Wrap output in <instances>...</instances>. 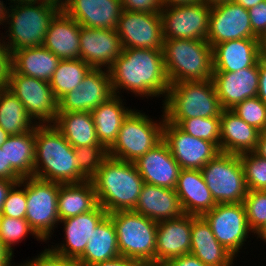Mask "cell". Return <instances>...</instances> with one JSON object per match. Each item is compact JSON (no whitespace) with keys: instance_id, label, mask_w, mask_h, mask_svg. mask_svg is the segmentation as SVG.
Masks as SVG:
<instances>
[{"instance_id":"be15d7a7","label":"cell","mask_w":266,"mask_h":266,"mask_svg":"<svg viewBox=\"0 0 266 266\" xmlns=\"http://www.w3.org/2000/svg\"><path fill=\"white\" fill-rule=\"evenodd\" d=\"M261 57L266 59V33L260 38Z\"/></svg>"},{"instance_id":"c3c4849f","label":"cell","mask_w":266,"mask_h":266,"mask_svg":"<svg viewBox=\"0 0 266 266\" xmlns=\"http://www.w3.org/2000/svg\"><path fill=\"white\" fill-rule=\"evenodd\" d=\"M251 28L261 38L266 33V0L248 9Z\"/></svg>"},{"instance_id":"6da1fadb","label":"cell","mask_w":266,"mask_h":266,"mask_svg":"<svg viewBox=\"0 0 266 266\" xmlns=\"http://www.w3.org/2000/svg\"><path fill=\"white\" fill-rule=\"evenodd\" d=\"M108 71L114 95L126 91L142 99L163 97V101L167 96L170 83L162 50L123 48Z\"/></svg>"},{"instance_id":"e7e4bbea","label":"cell","mask_w":266,"mask_h":266,"mask_svg":"<svg viewBox=\"0 0 266 266\" xmlns=\"http://www.w3.org/2000/svg\"><path fill=\"white\" fill-rule=\"evenodd\" d=\"M10 4L46 3L45 0H8Z\"/></svg>"},{"instance_id":"7bdbcfd3","label":"cell","mask_w":266,"mask_h":266,"mask_svg":"<svg viewBox=\"0 0 266 266\" xmlns=\"http://www.w3.org/2000/svg\"><path fill=\"white\" fill-rule=\"evenodd\" d=\"M257 130H266V104L258 97L247 98L230 109Z\"/></svg>"},{"instance_id":"9c48e42d","label":"cell","mask_w":266,"mask_h":266,"mask_svg":"<svg viewBox=\"0 0 266 266\" xmlns=\"http://www.w3.org/2000/svg\"><path fill=\"white\" fill-rule=\"evenodd\" d=\"M26 190L27 210L25 219L30 228L44 242L54 236L59 216L57 199L60 183L36 177H26L18 182Z\"/></svg>"},{"instance_id":"7402d4cb","label":"cell","mask_w":266,"mask_h":266,"mask_svg":"<svg viewBox=\"0 0 266 266\" xmlns=\"http://www.w3.org/2000/svg\"><path fill=\"white\" fill-rule=\"evenodd\" d=\"M191 248V215L158 222L156 232L155 264L189 254Z\"/></svg>"},{"instance_id":"003e7915","label":"cell","mask_w":266,"mask_h":266,"mask_svg":"<svg viewBox=\"0 0 266 266\" xmlns=\"http://www.w3.org/2000/svg\"><path fill=\"white\" fill-rule=\"evenodd\" d=\"M254 237H257V240L258 238L260 240L263 241V243L265 242L266 243V227H264L260 232H258Z\"/></svg>"},{"instance_id":"9a60e30c","label":"cell","mask_w":266,"mask_h":266,"mask_svg":"<svg viewBox=\"0 0 266 266\" xmlns=\"http://www.w3.org/2000/svg\"><path fill=\"white\" fill-rule=\"evenodd\" d=\"M163 140L181 169L201 170L220 153L214 143L195 138L166 119L163 124Z\"/></svg>"},{"instance_id":"03108f58","label":"cell","mask_w":266,"mask_h":266,"mask_svg":"<svg viewBox=\"0 0 266 266\" xmlns=\"http://www.w3.org/2000/svg\"><path fill=\"white\" fill-rule=\"evenodd\" d=\"M10 135L0 127V147L5 143Z\"/></svg>"},{"instance_id":"f546056e","label":"cell","mask_w":266,"mask_h":266,"mask_svg":"<svg viewBox=\"0 0 266 266\" xmlns=\"http://www.w3.org/2000/svg\"><path fill=\"white\" fill-rule=\"evenodd\" d=\"M121 97L123 96L113 95L91 111L99 143L107 150L116 141L124 119L133 110L124 106V98Z\"/></svg>"},{"instance_id":"4fadbf2b","label":"cell","mask_w":266,"mask_h":266,"mask_svg":"<svg viewBox=\"0 0 266 266\" xmlns=\"http://www.w3.org/2000/svg\"><path fill=\"white\" fill-rule=\"evenodd\" d=\"M210 10L205 2L163 6L160 14L164 39L206 40Z\"/></svg>"},{"instance_id":"681fc988","label":"cell","mask_w":266,"mask_h":266,"mask_svg":"<svg viewBox=\"0 0 266 266\" xmlns=\"http://www.w3.org/2000/svg\"><path fill=\"white\" fill-rule=\"evenodd\" d=\"M162 266H207L193 254H184L167 260Z\"/></svg>"},{"instance_id":"2e32d148","label":"cell","mask_w":266,"mask_h":266,"mask_svg":"<svg viewBox=\"0 0 266 266\" xmlns=\"http://www.w3.org/2000/svg\"><path fill=\"white\" fill-rule=\"evenodd\" d=\"M113 95L109 71L92 68L77 87L58 100V112H91Z\"/></svg>"},{"instance_id":"7dc6e473","label":"cell","mask_w":266,"mask_h":266,"mask_svg":"<svg viewBox=\"0 0 266 266\" xmlns=\"http://www.w3.org/2000/svg\"><path fill=\"white\" fill-rule=\"evenodd\" d=\"M122 8L130 12L160 13L162 0H121Z\"/></svg>"},{"instance_id":"4316f807","label":"cell","mask_w":266,"mask_h":266,"mask_svg":"<svg viewBox=\"0 0 266 266\" xmlns=\"http://www.w3.org/2000/svg\"><path fill=\"white\" fill-rule=\"evenodd\" d=\"M175 191L184 214L203 216L217 205L201 170L181 169Z\"/></svg>"},{"instance_id":"ac0fdd59","label":"cell","mask_w":266,"mask_h":266,"mask_svg":"<svg viewBox=\"0 0 266 266\" xmlns=\"http://www.w3.org/2000/svg\"><path fill=\"white\" fill-rule=\"evenodd\" d=\"M107 214L106 210L98 204L91 211L59 221L63 224L65 240L51 247L48 245V248L59 256L78 260L85 251L93 229Z\"/></svg>"},{"instance_id":"f907efd6","label":"cell","mask_w":266,"mask_h":266,"mask_svg":"<svg viewBox=\"0 0 266 266\" xmlns=\"http://www.w3.org/2000/svg\"><path fill=\"white\" fill-rule=\"evenodd\" d=\"M259 87L257 96L266 104V59L260 58L258 61Z\"/></svg>"},{"instance_id":"f6af8a7d","label":"cell","mask_w":266,"mask_h":266,"mask_svg":"<svg viewBox=\"0 0 266 266\" xmlns=\"http://www.w3.org/2000/svg\"><path fill=\"white\" fill-rule=\"evenodd\" d=\"M19 266H80L77 260L68 259L53 253L49 248H44L32 259L23 261Z\"/></svg>"},{"instance_id":"836d02e7","label":"cell","mask_w":266,"mask_h":266,"mask_svg":"<svg viewBox=\"0 0 266 266\" xmlns=\"http://www.w3.org/2000/svg\"><path fill=\"white\" fill-rule=\"evenodd\" d=\"M53 125L73 148L101 145L91 112H58Z\"/></svg>"},{"instance_id":"603a6c76","label":"cell","mask_w":266,"mask_h":266,"mask_svg":"<svg viewBox=\"0 0 266 266\" xmlns=\"http://www.w3.org/2000/svg\"><path fill=\"white\" fill-rule=\"evenodd\" d=\"M62 10L81 26L116 29L123 8L121 0H69Z\"/></svg>"},{"instance_id":"f5cc1de1","label":"cell","mask_w":266,"mask_h":266,"mask_svg":"<svg viewBox=\"0 0 266 266\" xmlns=\"http://www.w3.org/2000/svg\"><path fill=\"white\" fill-rule=\"evenodd\" d=\"M0 178L8 180H21V178L12 170L11 166H7L5 150L0 147Z\"/></svg>"},{"instance_id":"5b68a950","label":"cell","mask_w":266,"mask_h":266,"mask_svg":"<svg viewBox=\"0 0 266 266\" xmlns=\"http://www.w3.org/2000/svg\"><path fill=\"white\" fill-rule=\"evenodd\" d=\"M60 11L49 3L11 4L4 26L8 30L5 35L1 33V38L12 54L23 48L41 46L51 21Z\"/></svg>"},{"instance_id":"b9f144b4","label":"cell","mask_w":266,"mask_h":266,"mask_svg":"<svg viewBox=\"0 0 266 266\" xmlns=\"http://www.w3.org/2000/svg\"><path fill=\"white\" fill-rule=\"evenodd\" d=\"M79 172L90 180L108 157V150L103 145L79 146L74 148Z\"/></svg>"},{"instance_id":"94428289","label":"cell","mask_w":266,"mask_h":266,"mask_svg":"<svg viewBox=\"0 0 266 266\" xmlns=\"http://www.w3.org/2000/svg\"><path fill=\"white\" fill-rule=\"evenodd\" d=\"M69 0H45L46 3L59 7L61 10L68 4Z\"/></svg>"},{"instance_id":"83f0119b","label":"cell","mask_w":266,"mask_h":266,"mask_svg":"<svg viewBox=\"0 0 266 266\" xmlns=\"http://www.w3.org/2000/svg\"><path fill=\"white\" fill-rule=\"evenodd\" d=\"M80 27L61 10L51 21L43 46L61 60L80 59Z\"/></svg>"},{"instance_id":"680465c9","label":"cell","mask_w":266,"mask_h":266,"mask_svg":"<svg viewBox=\"0 0 266 266\" xmlns=\"http://www.w3.org/2000/svg\"><path fill=\"white\" fill-rule=\"evenodd\" d=\"M5 1L3 0H0V25L2 26H5L4 24H6V20L8 18V15H9V11H10V7H11V4L8 3V7H6L7 3H4Z\"/></svg>"},{"instance_id":"a7ac6f4b","label":"cell","mask_w":266,"mask_h":266,"mask_svg":"<svg viewBox=\"0 0 266 266\" xmlns=\"http://www.w3.org/2000/svg\"><path fill=\"white\" fill-rule=\"evenodd\" d=\"M140 266H162V265H156V264H144V265H140Z\"/></svg>"},{"instance_id":"ba28073f","label":"cell","mask_w":266,"mask_h":266,"mask_svg":"<svg viewBox=\"0 0 266 266\" xmlns=\"http://www.w3.org/2000/svg\"><path fill=\"white\" fill-rule=\"evenodd\" d=\"M161 112L162 118L154 121L144 112L133 108L124 119L116 141L108 149V156L134 163L157 145L163 139L165 116L163 110Z\"/></svg>"},{"instance_id":"6f0895ef","label":"cell","mask_w":266,"mask_h":266,"mask_svg":"<svg viewBox=\"0 0 266 266\" xmlns=\"http://www.w3.org/2000/svg\"><path fill=\"white\" fill-rule=\"evenodd\" d=\"M203 2V0H162L163 6H181Z\"/></svg>"},{"instance_id":"7c38bea8","label":"cell","mask_w":266,"mask_h":266,"mask_svg":"<svg viewBox=\"0 0 266 266\" xmlns=\"http://www.w3.org/2000/svg\"><path fill=\"white\" fill-rule=\"evenodd\" d=\"M203 217L209 223L217 241L236 258L253 233L248 225L243 203L217 204Z\"/></svg>"},{"instance_id":"30bf717a","label":"cell","mask_w":266,"mask_h":266,"mask_svg":"<svg viewBox=\"0 0 266 266\" xmlns=\"http://www.w3.org/2000/svg\"><path fill=\"white\" fill-rule=\"evenodd\" d=\"M201 172L217 204L243 203L247 187L239 155L220 152Z\"/></svg>"},{"instance_id":"5bb4252c","label":"cell","mask_w":266,"mask_h":266,"mask_svg":"<svg viewBox=\"0 0 266 266\" xmlns=\"http://www.w3.org/2000/svg\"><path fill=\"white\" fill-rule=\"evenodd\" d=\"M115 30L123 48L163 49L160 13L130 12L123 9Z\"/></svg>"},{"instance_id":"484cf974","label":"cell","mask_w":266,"mask_h":266,"mask_svg":"<svg viewBox=\"0 0 266 266\" xmlns=\"http://www.w3.org/2000/svg\"><path fill=\"white\" fill-rule=\"evenodd\" d=\"M190 253L207 266H233L236 257L216 239L203 216L191 215Z\"/></svg>"},{"instance_id":"11a10c76","label":"cell","mask_w":266,"mask_h":266,"mask_svg":"<svg viewBox=\"0 0 266 266\" xmlns=\"http://www.w3.org/2000/svg\"><path fill=\"white\" fill-rule=\"evenodd\" d=\"M14 256V252L0 240V266H19L12 261Z\"/></svg>"},{"instance_id":"6125c7cd","label":"cell","mask_w":266,"mask_h":266,"mask_svg":"<svg viewBox=\"0 0 266 266\" xmlns=\"http://www.w3.org/2000/svg\"><path fill=\"white\" fill-rule=\"evenodd\" d=\"M209 7L218 6L220 4H225L228 2H233V0H203Z\"/></svg>"},{"instance_id":"8992f818","label":"cell","mask_w":266,"mask_h":266,"mask_svg":"<svg viewBox=\"0 0 266 266\" xmlns=\"http://www.w3.org/2000/svg\"><path fill=\"white\" fill-rule=\"evenodd\" d=\"M162 103L165 119L220 117L223 110L212 79L170 84Z\"/></svg>"},{"instance_id":"f1b7e54d","label":"cell","mask_w":266,"mask_h":266,"mask_svg":"<svg viewBox=\"0 0 266 266\" xmlns=\"http://www.w3.org/2000/svg\"><path fill=\"white\" fill-rule=\"evenodd\" d=\"M220 127V152L240 155L255 151L260 131L230 109L222 110Z\"/></svg>"},{"instance_id":"ffe728a7","label":"cell","mask_w":266,"mask_h":266,"mask_svg":"<svg viewBox=\"0 0 266 266\" xmlns=\"http://www.w3.org/2000/svg\"><path fill=\"white\" fill-rule=\"evenodd\" d=\"M212 80L222 109H232L245 99L257 96L258 63L236 72H213Z\"/></svg>"},{"instance_id":"8d00e7d4","label":"cell","mask_w":266,"mask_h":266,"mask_svg":"<svg viewBox=\"0 0 266 266\" xmlns=\"http://www.w3.org/2000/svg\"><path fill=\"white\" fill-rule=\"evenodd\" d=\"M91 69L82 59L61 60L49 81L56 99L77 87Z\"/></svg>"},{"instance_id":"e575fe53","label":"cell","mask_w":266,"mask_h":266,"mask_svg":"<svg viewBox=\"0 0 266 266\" xmlns=\"http://www.w3.org/2000/svg\"><path fill=\"white\" fill-rule=\"evenodd\" d=\"M5 150L7 166L21 178L34 177L35 128L19 135H10L1 146Z\"/></svg>"},{"instance_id":"f35d334b","label":"cell","mask_w":266,"mask_h":266,"mask_svg":"<svg viewBox=\"0 0 266 266\" xmlns=\"http://www.w3.org/2000/svg\"><path fill=\"white\" fill-rule=\"evenodd\" d=\"M244 169L247 190L266 191V159L255 152L239 155Z\"/></svg>"},{"instance_id":"d6986e66","label":"cell","mask_w":266,"mask_h":266,"mask_svg":"<svg viewBox=\"0 0 266 266\" xmlns=\"http://www.w3.org/2000/svg\"><path fill=\"white\" fill-rule=\"evenodd\" d=\"M122 50L115 29L80 27V59L92 68L108 70Z\"/></svg>"},{"instance_id":"db71d44e","label":"cell","mask_w":266,"mask_h":266,"mask_svg":"<svg viewBox=\"0 0 266 266\" xmlns=\"http://www.w3.org/2000/svg\"><path fill=\"white\" fill-rule=\"evenodd\" d=\"M19 181L20 180H8L5 178H0V214L3 210L4 201L6 200L8 192Z\"/></svg>"},{"instance_id":"60d3db41","label":"cell","mask_w":266,"mask_h":266,"mask_svg":"<svg viewBox=\"0 0 266 266\" xmlns=\"http://www.w3.org/2000/svg\"><path fill=\"white\" fill-rule=\"evenodd\" d=\"M30 234L34 239L43 242L30 228L25 218L16 219L14 217L1 216L0 220V240L14 252V246L21 243Z\"/></svg>"},{"instance_id":"9f6ffc18","label":"cell","mask_w":266,"mask_h":266,"mask_svg":"<svg viewBox=\"0 0 266 266\" xmlns=\"http://www.w3.org/2000/svg\"><path fill=\"white\" fill-rule=\"evenodd\" d=\"M254 152L262 158L266 159V130L260 132L257 146Z\"/></svg>"},{"instance_id":"e0dca14e","label":"cell","mask_w":266,"mask_h":266,"mask_svg":"<svg viewBox=\"0 0 266 266\" xmlns=\"http://www.w3.org/2000/svg\"><path fill=\"white\" fill-rule=\"evenodd\" d=\"M236 39H260L251 28L248 9L234 2L211 7L206 41L213 47Z\"/></svg>"},{"instance_id":"52a82bcc","label":"cell","mask_w":266,"mask_h":266,"mask_svg":"<svg viewBox=\"0 0 266 266\" xmlns=\"http://www.w3.org/2000/svg\"><path fill=\"white\" fill-rule=\"evenodd\" d=\"M114 224L119 253L141 265L155 264L158 222L133 210L108 214Z\"/></svg>"},{"instance_id":"3957f363","label":"cell","mask_w":266,"mask_h":266,"mask_svg":"<svg viewBox=\"0 0 266 266\" xmlns=\"http://www.w3.org/2000/svg\"><path fill=\"white\" fill-rule=\"evenodd\" d=\"M90 180L95 189L97 203L108 214L134 210L144 184L135 163L110 156L103 161Z\"/></svg>"},{"instance_id":"d590c367","label":"cell","mask_w":266,"mask_h":266,"mask_svg":"<svg viewBox=\"0 0 266 266\" xmlns=\"http://www.w3.org/2000/svg\"><path fill=\"white\" fill-rule=\"evenodd\" d=\"M35 126L22 102L8 88L0 90V127L9 135H19Z\"/></svg>"},{"instance_id":"d6a6232c","label":"cell","mask_w":266,"mask_h":266,"mask_svg":"<svg viewBox=\"0 0 266 266\" xmlns=\"http://www.w3.org/2000/svg\"><path fill=\"white\" fill-rule=\"evenodd\" d=\"M97 198L91 180L81 183L60 184L57 210L60 221L93 210Z\"/></svg>"},{"instance_id":"44dd1931","label":"cell","mask_w":266,"mask_h":266,"mask_svg":"<svg viewBox=\"0 0 266 266\" xmlns=\"http://www.w3.org/2000/svg\"><path fill=\"white\" fill-rule=\"evenodd\" d=\"M134 163L144 183L176 188L181 167L163 139Z\"/></svg>"},{"instance_id":"7a4b0ae2","label":"cell","mask_w":266,"mask_h":266,"mask_svg":"<svg viewBox=\"0 0 266 266\" xmlns=\"http://www.w3.org/2000/svg\"><path fill=\"white\" fill-rule=\"evenodd\" d=\"M34 177L60 184L81 183L74 148L53 124L35 126Z\"/></svg>"},{"instance_id":"1f68e13d","label":"cell","mask_w":266,"mask_h":266,"mask_svg":"<svg viewBox=\"0 0 266 266\" xmlns=\"http://www.w3.org/2000/svg\"><path fill=\"white\" fill-rule=\"evenodd\" d=\"M61 59L43 45L13 53V69L22 75L49 82Z\"/></svg>"},{"instance_id":"4dcf8cb0","label":"cell","mask_w":266,"mask_h":266,"mask_svg":"<svg viewBox=\"0 0 266 266\" xmlns=\"http://www.w3.org/2000/svg\"><path fill=\"white\" fill-rule=\"evenodd\" d=\"M120 256L117 235L111 217L107 214L93 229L83 255L77 260L80 266L104 262Z\"/></svg>"},{"instance_id":"8fae6325","label":"cell","mask_w":266,"mask_h":266,"mask_svg":"<svg viewBox=\"0 0 266 266\" xmlns=\"http://www.w3.org/2000/svg\"><path fill=\"white\" fill-rule=\"evenodd\" d=\"M8 89L22 102L36 125L53 124L58 113V100L49 82L11 70Z\"/></svg>"},{"instance_id":"74e56055","label":"cell","mask_w":266,"mask_h":266,"mask_svg":"<svg viewBox=\"0 0 266 266\" xmlns=\"http://www.w3.org/2000/svg\"><path fill=\"white\" fill-rule=\"evenodd\" d=\"M185 133L214 143L220 147V117H198L190 119H166Z\"/></svg>"},{"instance_id":"91938a15","label":"cell","mask_w":266,"mask_h":266,"mask_svg":"<svg viewBox=\"0 0 266 266\" xmlns=\"http://www.w3.org/2000/svg\"><path fill=\"white\" fill-rule=\"evenodd\" d=\"M262 1L264 0H233L234 3L243 6L245 9L252 8Z\"/></svg>"},{"instance_id":"bcb514c9","label":"cell","mask_w":266,"mask_h":266,"mask_svg":"<svg viewBox=\"0 0 266 266\" xmlns=\"http://www.w3.org/2000/svg\"><path fill=\"white\" fill-rule=\"evenodd\" d=\"M13 54L11 49L0 38V90L9 87L11 70L13 68Z\"/></svg>"},{"instance_id":"816d5d0a","label":"cell","mask_w":266,"mask_h":266,"mask_svg":"<svg viewBox=\"0 0 266 266\" xmlns=\"http://www.w3.org/2000/svg\"><path fill=\"white\" fill-rule=\"evenodd\" d=\"M140 265L141 264L138 261L120 255L114 259L107 260L104 262L94 263L87 266H140Z\"/></svg>"},{"instance_id":"cb8c5ba5","label":"cell","mask_w":266,"mask_h":266,"mask_svg":"<svg viewBox=\"0 0 266 266\" xmlns=\"http://www.w3.org/2000/svg\"><path fill=\"white\" fill-rule=\"evenodd\" d=\"M213 72H236L261 58L260 39H236L212 47Z\"/></svg>"},{"instance_id":"ab89813d","label":"cell","mask_w":266,"mask_h":266,"mask_svg":"<svg viewBox=\"0 0 266 266\" xmlns=\"http://www.w3.org/2000/svg\"><path fill=\"white\" fill-rule=\"evenodd\" d=\"M243 204L249 228L256 235L266 227V191L247 190Z\"/></svg>"},{"instance_id":"d4e9b609","label":"cell","mask_w":266,"mask_h":266,"mask_svg":"<svg viewBox=\"0 0 266 266\" xmlns=\"http://www.w3.org/2000/svg\"><path fill=\"white\" fill-rule=\"evenodd\" d=\"M155 222L182 217L184 211L175 189L144 183L133 210Z\"/></svg>"},{"instance_id":"277c9868","label":"cell","mask_w":266,"mask_h":266,"mask_svg":"<svg viewBox=\"0 0 266 266\" xmlns=\"http://www.w3.org/2000/svg\"><path fill=\"white\" fill-rule=\"evenodd\" d=\"M162 51L170 84L212 79V46L206 40L164 39Z\"/></svg>"},{"instance_id":"ee69618b","label":"cell","mask_w":266,"mask_h":266,"mask_svg":"<svg viewBox=\"0 0 266 266\" xmlns=\"http://www.w3.org/2000/svg\"><path fill=\"white\" fill-rule=\"evenodd\" d=\"M26 190L16 183L8 192L1 216L25 218L27 210Z\"/></svg>"}]
</instances>
